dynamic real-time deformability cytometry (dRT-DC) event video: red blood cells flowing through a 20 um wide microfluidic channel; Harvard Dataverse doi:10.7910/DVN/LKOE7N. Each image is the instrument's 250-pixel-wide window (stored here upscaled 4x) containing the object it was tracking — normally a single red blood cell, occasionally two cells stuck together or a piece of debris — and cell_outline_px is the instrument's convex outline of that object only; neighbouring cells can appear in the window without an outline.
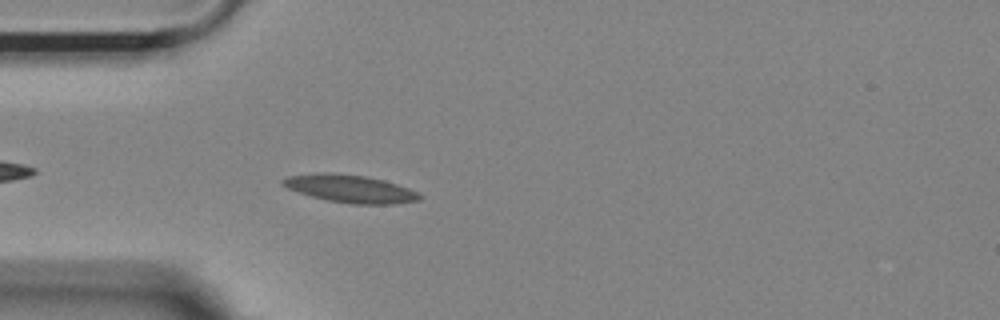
{"species": "Egyptian fruit bat (a non-hibernating species)", "species_latin": "Rousettus aegyptiacus", "temperature_condition": "room temperature", "stored_images_in_passage": 42, "camera_frame_rate_fps": 3000, "um_per_image_px": 0.085, "animal": {"sex": "female"}, "frame": {"image": 1, "passage_image": 5, "time_ms": 1.333, "image_size_px": [1000, 320], "cell_outline_px": [[420, 200], [392, 204], [352, 204], [328, 200], [312, 196], [288, 188], [280, 184], [280, 180], [288, 176], [324, 172], [328, 172], [364, 176], [384, 180], [408, 188], [416, 192], [420, 196]], "centroid_in_image_um": [29.74, 16.04], "position_along_channel_um": 55.3, "area_um2": 21.79}}
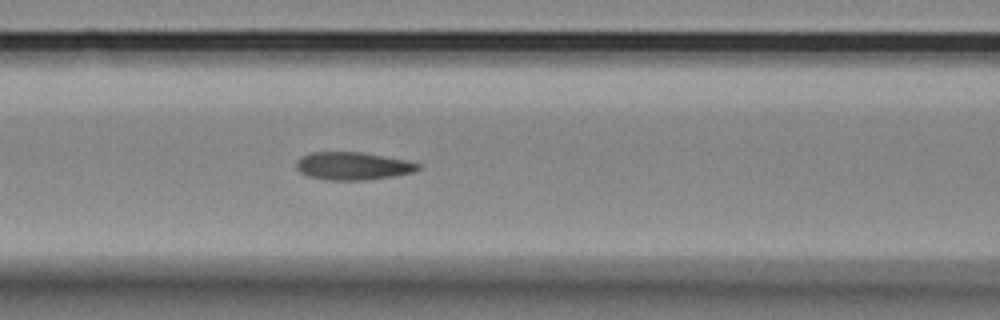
{"frame": {"image": 2, "passage_image": 12, "time_ms": 3.667, "image_size_px": [1000, 320], "cell_outline_px": [[420, 168], [416, 172], [392, 176], [364, 180], [328, 180], [308, 176], [300, 172], [296, 168], [296, 160], [300, 156], [312, 152], [364, 152], [408, 160], [420, 164]], "centroid_in_image_um": [30.0, 14.1], "position_along_channel_um": 136.6, "area_um2": 19.94}}
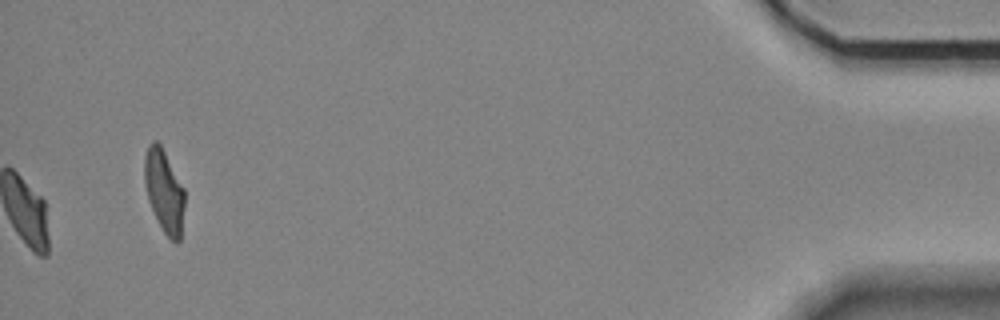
{"frame": {"image": 3, "passage_image": 42, "time_ms": 13.667, "image_size_px": [1000, 320], "cell_outline_px": [[184, 208], [180, 240], [176, 244], [164, 232], [148, 200], [144, 184], [144, 156], [148, 144], [152, 140], [156, 140], [160, 144], [184, 188]], "centroid_in_image_um": [13.94, 16.2], "position_along_channel_um": 421.3, "area_um2": 19.25}, "authors_computed_cell_mechanics": {"area_um2": 20.2011, "velocity_mm_per_s": 3.6211, "shape_relaxation_time_tau1_ms": 5.2382, "shape_relaxation_time_tau2_ms": 1.9423, "deformation_change_tau1": 0.1653, "deformation_change_tau2": 0.0657}}